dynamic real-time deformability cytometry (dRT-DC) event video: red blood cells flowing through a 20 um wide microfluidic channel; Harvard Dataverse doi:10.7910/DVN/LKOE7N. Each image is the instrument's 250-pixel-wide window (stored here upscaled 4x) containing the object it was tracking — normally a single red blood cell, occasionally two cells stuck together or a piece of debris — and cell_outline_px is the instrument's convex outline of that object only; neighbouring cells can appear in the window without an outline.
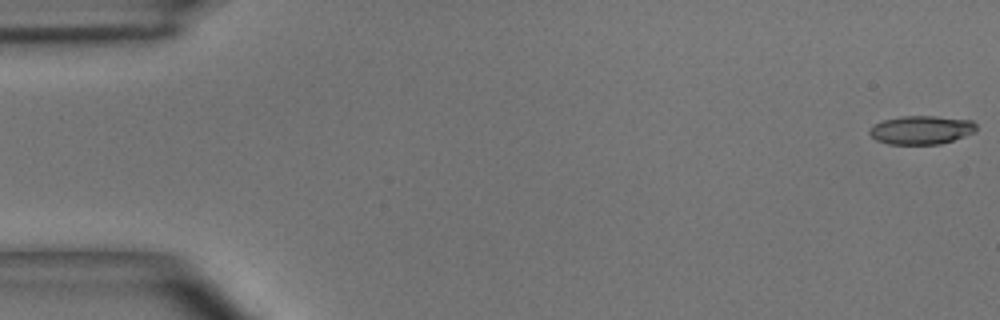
{"species": "common noctule bat (a hibernating species)", "species_latin": "Nyctalus noctula", "temperature_condition": "room temperature", "stored_images_in_passage": 50, "camera_frame_rate_fps": 3000, "um_per_image_px": 0.085, "animal": {"sex": "male", "body_mass_g": 15.6}, "frame": {"image": 1, "passage_image": 1, "time_ms": 0.0, "image_size_px": [1000, 320], "cell_outline_px": [[976, 132], [940, 144], [888, 144], [876, 140], [868, 132], [868, 128], [884, 120], [904, 116], [932, 116], [972, 120], [976, 124]], "centroid_in_image_um": [78.31, 11.05], "position_along_channel_um": 6.7, "area_um2": 17.69}}
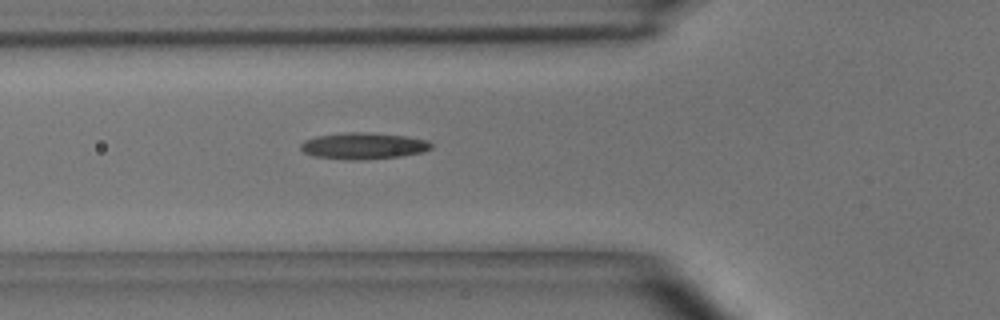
{"frame": {"image": 2, "passage_image": 18, "time_ms": 5.667, "image_size_px": [1000, 320], "cell_outline_px": [[432, 148], [424, 152], [400, 156], [368, 160], [344, 160], [312, 156], [304, 152], [300, 148], [300, 144], [304, 140], [316, 136], [348, 132], [372, 132], [404, 136], [428, 140], [432, 144]], "centroid_in_image_um": [30.88, 12.41], "position_along_channel_um": 94.9, "area_um2": 20.46}}
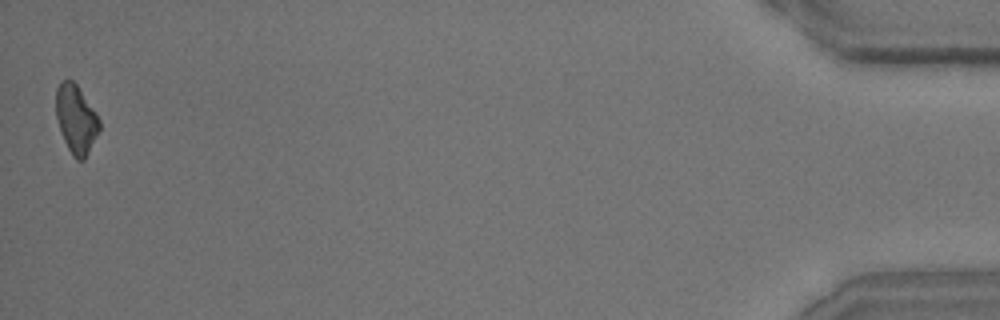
{"frame": {"image": 3, "passage_image": 50, "time_ms": 16.333, "image_size_px": [1000, 320], "cell_outline_px": [[100, 128], [84, 160], [76, 160], [72, 156], [64, 140], [56, 116], [56, 88], [60, 80], [72, 80], [76, 84], [96, 112], [100, 120]], "centroid_in_image_um": [6.46, 10.11], "position_along_channel_um": 428.7, "area_um2": 17.17}, "authors_computed_cell_mechanics": {"area_um2": 18.4671, "velocity_mm_per_s": 3.9796, "shape_relaxation_time_tau1_ms": 5.5048, "shape_relaxation_time_tau2_ms": 6.6235, "deformation_change_tau1": 0.1595, "deformation_change_tau2": 0.1711}}